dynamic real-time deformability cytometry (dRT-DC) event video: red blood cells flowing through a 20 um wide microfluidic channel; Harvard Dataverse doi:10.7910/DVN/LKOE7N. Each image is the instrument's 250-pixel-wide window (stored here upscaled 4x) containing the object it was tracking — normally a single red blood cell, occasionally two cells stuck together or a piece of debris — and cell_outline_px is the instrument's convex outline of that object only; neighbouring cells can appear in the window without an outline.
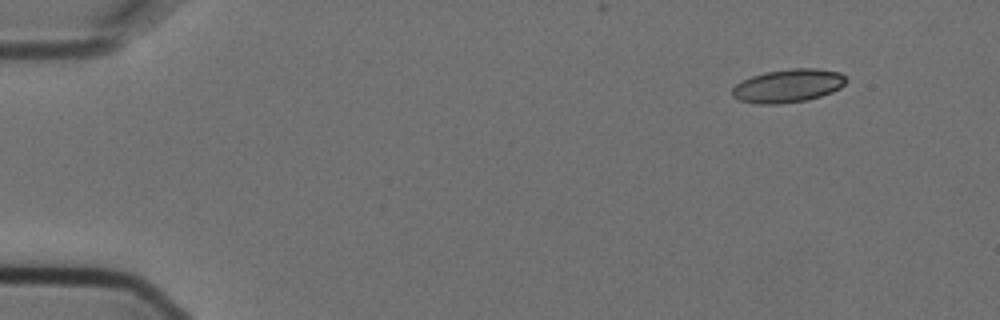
{"species": "Egyptian fruit bat (a non-hibernating species)", "species_latin": "Rousettus aegyptiacus", "temperature_condition": "cold", "stored_images_in_passage": 4, "camera_frame_rate_fps": 3000, "um_per_image_px": 0.085, "animal": {"sex": "female"}, "frame": {"image": 1, "passage_image": 1, "time_ms": 0.0, "image_size_px": [1000, 320], "cell_outline_px": [[848, 80], [840, 88], [832, 92], [808, 100], [780, 104], [756, 104], [740, 100], [732, 96], [732, 88], [736, 84], [752, 76], [764, 72], [792, 68], [816, 68], [840, 72]], "centroid_in_image_um": [66.99, 7.29], "position_along_channel_um": 18.0, "area_um2": 22.2}}
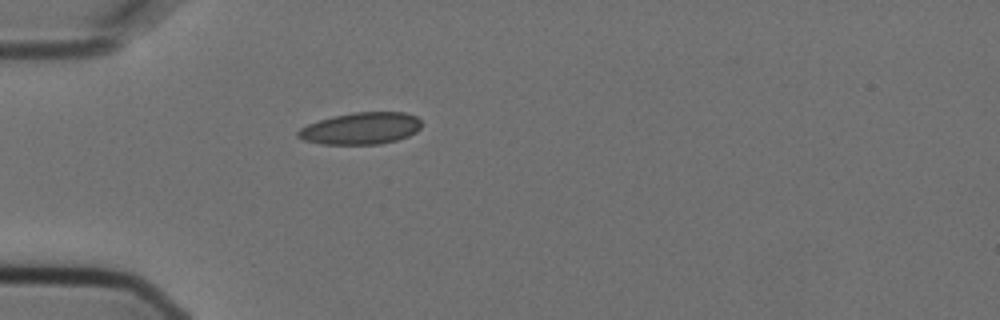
{"frame": {"image": 2, "passage_image": 4, "time_ms": 1.0, "image_size_px": [1000, 320], "cell_outline_px": [[420, 128], [416, 132], [408, 136], [396, 140], [380, 144], [320, 144], [304, 140], [296, 136], [296, 132], [300, 128], [308, 124], [332, 116], [352, 112], [404, 112], [416, 116], [420, 120]], "centroid_in_image_um": [30.66, 10.91], "position_along_channel_um": 54.3, "area_um2": 23.0}}